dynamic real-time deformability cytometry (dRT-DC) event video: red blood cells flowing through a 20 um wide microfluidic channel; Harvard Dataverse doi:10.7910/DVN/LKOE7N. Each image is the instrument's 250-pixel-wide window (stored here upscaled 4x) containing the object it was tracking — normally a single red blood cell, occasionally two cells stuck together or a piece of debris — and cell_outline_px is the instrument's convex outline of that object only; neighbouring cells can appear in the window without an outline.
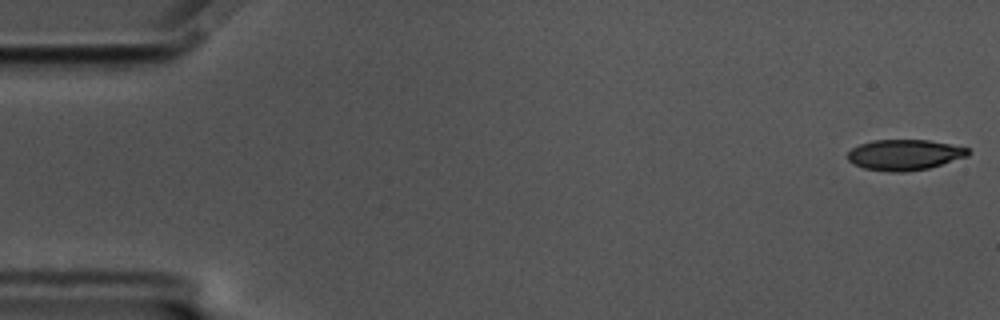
{"species": "common noctule bat (a hibernating species)", "species_latin": "Nyctalus noctula", "temperature_condition": "cold", "stored_images_in_passage": 57, "camera_frame_rate_fps": 3000, "um_per_image_px": 0.085, "animal": {"sex": "male", "body_mass_g": 17.5, "forearm_length_mm": 52.3}, "frame": {"image": 1, "passage_image": 1, "time_ms": 0.0, "image_size_px": [1000, 320], "cell_outline_px": [[972, 152], [968, 156], [928, 168], [904, 172], [888, 172], [864, 168], [852, 164], [848, 160], [848, 152], [852, 148], [860, 144], [872, 140], [928, 140], [968, 148]], "centroid_in_image_um": [76.86, 13.16], "position_along_channel_um": 8.1, "area_um2": 21.5}}
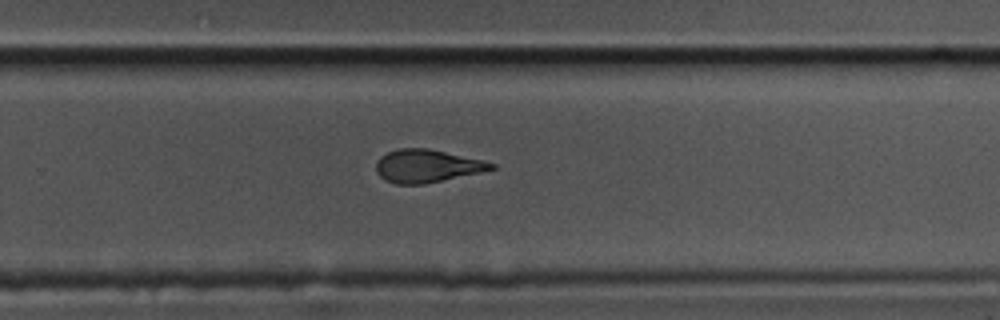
{"frame": {"image": 2, "passage_image": 37, "time_ms": 12.0, "image_size_px": [1000, 320], "cell_outline_px": [[496, 168], [480, 172], [424, 184], [396, 184], [384, 180], [376, 172], [376, 160], [380, 156], [396, 148], [428, 148], [484, 160], [496, 164]], "centroid_in_image_um": [36.26, 14.1], "position_along_channel_um": 293.5, "area_um2": 22.14}}
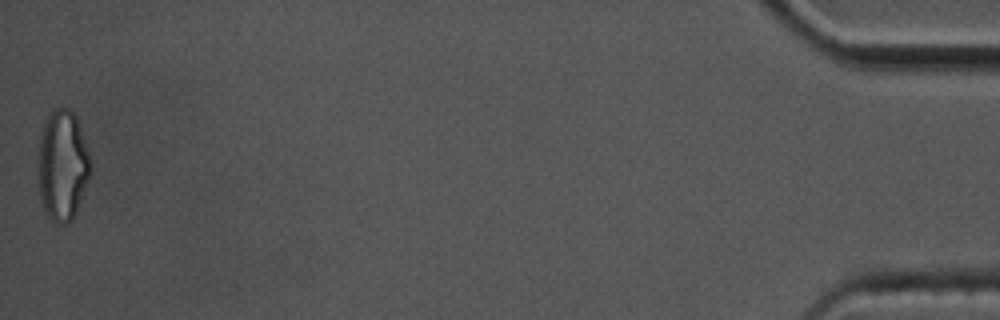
{"frame": {"image": 3, "passage_image": 57, "time_ms": 18.667, "image_size_px": [1000, 320], "cell_outline_px": [[92, 172], [76, 212], [72, 220], [68, 224], [56, 224], [48, 216], [40, 200], [36, 176], [36, 172], [40, 132], [44, 120], [48, 112], [56, 108], [68, 108], [76, 116], [92, 160]], "centroid_in_image_um": [5.29, 14.06], "position_along_channel_um": 429.9, "area_um2": 34.91}, "authors_computed_cell_mechanics": {"area_um2": 23.409, "velocity_mm_per_s": 3.4984, "shape_relaxation_time_tau1_ms": 6.8977, "shape_relaxation_time_tau2_ms": 2.6388, "deformation_change_tau1": 0.1971, "deformation_change_tau2": 0.104}}